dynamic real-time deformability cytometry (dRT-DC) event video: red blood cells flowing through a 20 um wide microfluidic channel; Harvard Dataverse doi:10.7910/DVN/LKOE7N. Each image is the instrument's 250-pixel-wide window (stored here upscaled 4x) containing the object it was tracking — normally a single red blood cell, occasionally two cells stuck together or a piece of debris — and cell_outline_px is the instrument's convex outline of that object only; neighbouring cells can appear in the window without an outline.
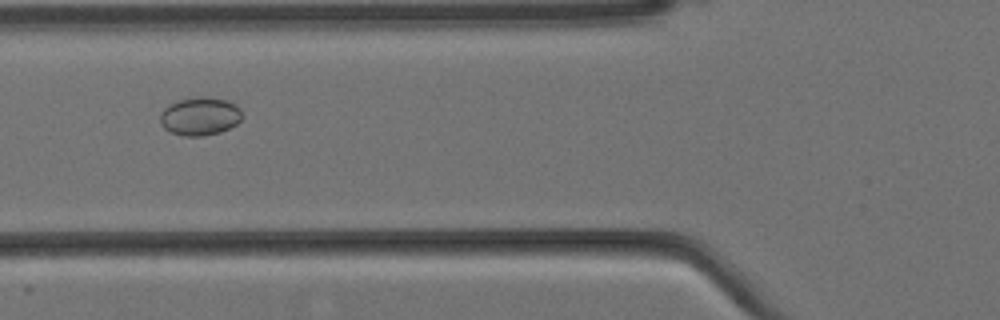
{"species": "Egyptian fruit bat (a non-hibernating species)", "species_latin": "Rousettus aegyptiacus", "temperature_condition": "cold", "stored_images_in_passage": 2, "camera_frame_rate_fps": 3000, "um_per_image_px": 0.085, "animal": {"sex": "female"}, "frame": {"image": 1, "passage_image": 2, "time_ms": 0.333, "image_size_px": [1000, 320], "cell_outline_px": [[240, 120], [236, 124], [220, 132], [204, 136], [184, 136], [172, 132], [164, 128], [160, 120], [160, 112], [168, 104], [180, 100], [196, 96], [204, 96], [224, 100], [236, 104], [240, 108]], "centroid_in_image_um": [16.97, 9.88], "position_along_channel_um": 108.8, "area_um2": 18.15}}